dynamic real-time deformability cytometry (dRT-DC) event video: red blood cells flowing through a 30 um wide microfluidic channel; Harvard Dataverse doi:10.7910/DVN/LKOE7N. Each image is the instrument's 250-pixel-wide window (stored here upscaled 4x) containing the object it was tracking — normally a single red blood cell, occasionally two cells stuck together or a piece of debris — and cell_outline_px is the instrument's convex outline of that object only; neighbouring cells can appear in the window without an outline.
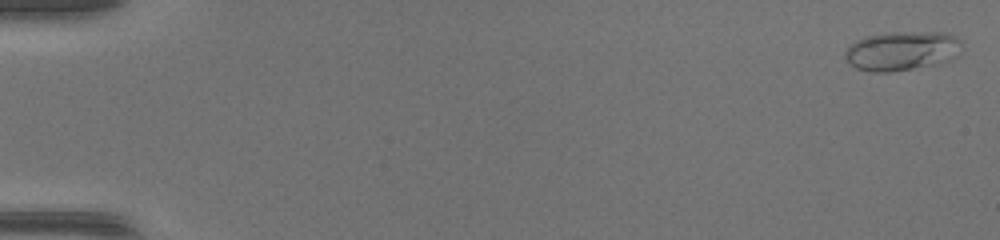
{"species": "common noctule bat (a hibernating species)", "species_latin": "Nyctalus noctula", "temperature_condition": "warm", "stored_images_in_passage": 49, "camera_frame_rate_fps": 3000, "um_per_image_px": 0.085, "animal": {"sex": "female", "body_mass_g": 17.0, "forearm_length_mm": 48.0}, "frame": {"image": 1, "passage_image": 1, "time_ms": 0.0, "image_size_px": [1000, 240], "cell_outline_px": [[960, 44], [952, 56], [948, 60], [940, 64], [888, 72], [872, 72], [856, 68], [848, 64], [844, 56], [844, 52], [848, 44], [856, 40], [868, 36], [888, 32], [944, 32], [956, 36], [960, 40]], "centroid_in_image_um": [76.57, 4.32], "position_along_channel_um": 8.4, "area_um2": 26.65}}
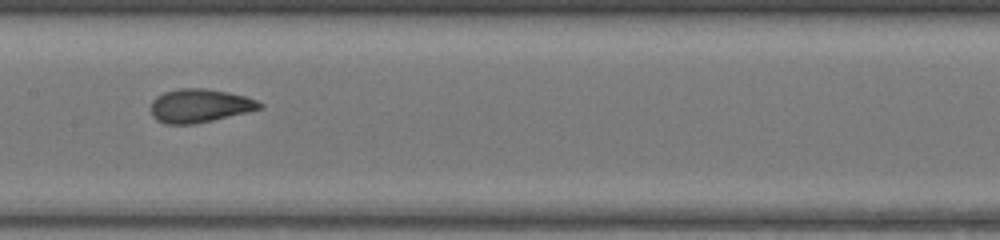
{"frame": {"image": 2, "passage_image": 26, "time_ms": 8.333, "image_size_px": [1000, 240], "cell_outline_px": [[264, 108], [248, 112], [212, 120], [192, 124], [164, 124], [156, 120], [152, 116], [152, 100], [156, 96], [164, 92], [180, 88], [204, 88], [228, 92], [244, 96], [256, 100], [264, 104]], "centroid_in_image_um": [16.98, 8.98], "position_along_channel_um": 190.4, "area_um2": 21.27}}
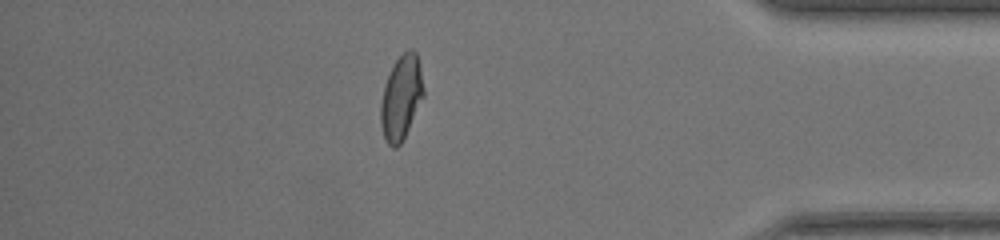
{"frame": {"image": 3, "passage_image": 43, "time_ms": 14.0, "image_size_px": [1000, 240], "cell_outline_px": [[424, 96], [400, 144], [396, 148], [392, 148], [388, 144], [384, 136], [380, 124], [380, 104], [384, 84], [396, 60], [408, 48], [412, 48], [416, 52], [420, 64], [424, 88]], "centroid_in_image_um": [34.1, 8.27], "position_along_channel_um": 401.1, "area_um2": 20.98}, "authors_computed_cell_mechanics": {"area_um2": 21.2704, "velocity_mm_per_s": 4.3051, "shape_relaxation_time_tau1_ms": 4.8605, "shape_relaxation_time_tau2_ms": null, "deformation_change_tau1": 0.2082, "deformation_change_tau2": null}}